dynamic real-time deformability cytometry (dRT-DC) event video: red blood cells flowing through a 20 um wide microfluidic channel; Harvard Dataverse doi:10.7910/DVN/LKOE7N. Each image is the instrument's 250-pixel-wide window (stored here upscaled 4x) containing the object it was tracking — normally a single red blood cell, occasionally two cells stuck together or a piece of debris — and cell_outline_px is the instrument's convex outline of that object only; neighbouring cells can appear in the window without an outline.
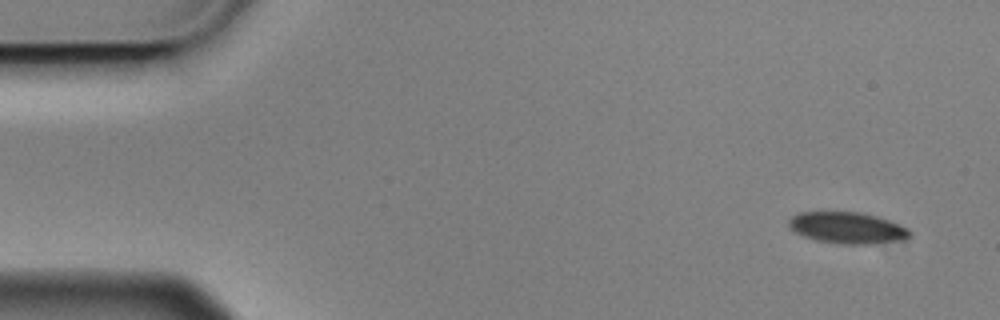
{"species": "Egyptian fruit bat (a non-hibernating species)", "species_latin": "Rousettus aegyptiacus", "temperature_condition": "cold", "stored_images_in_passage": 14, "camera_frame_rate_fps": 3000, "um_per_image_px": 0.085, "animal": {"sex": "male"}, "frame": {"image": 1, "passage_image": 1, "time_ms": 0.0, "image_size_px": [1000, 320], "cell_outline_px": [[912, 236], [896, 240], [872, 244], [844, 244], [816, 240], [804, 236], [796, 232], [788, 224], [788, 220], [792, 216], [800, 212], [856, 212], [876, 216], [900, 224], [908, 228], [912, 232]], "centroid_in_image_um": [72.03, 19.36], "position_along_channel_um": 13.0, "area_um2": 21.91}}
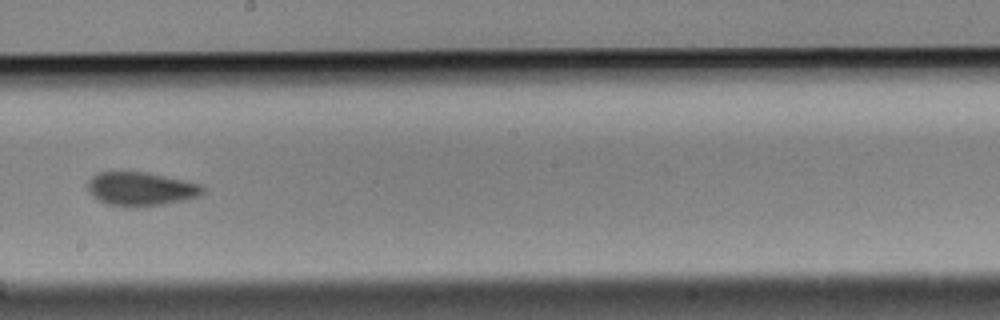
{"frame": {"image": 2, "passage_image": 8, "time_ms": 2.333, "image_size_px": [1000, 320], "cell_outline_px": [[204, 192], [200, 196], [184, 200], [164, 204], [136, 208], [124, 208], [108, 204], [92, 196], [88, 188], [88, 180], [96, 172], [148, 172], [184, 180], [200, 184], [204, 188]], "centroid_in_image_um": [11.97, 16.07], "position_along_channel_um": 236.2, "area_um2": 22.89}}
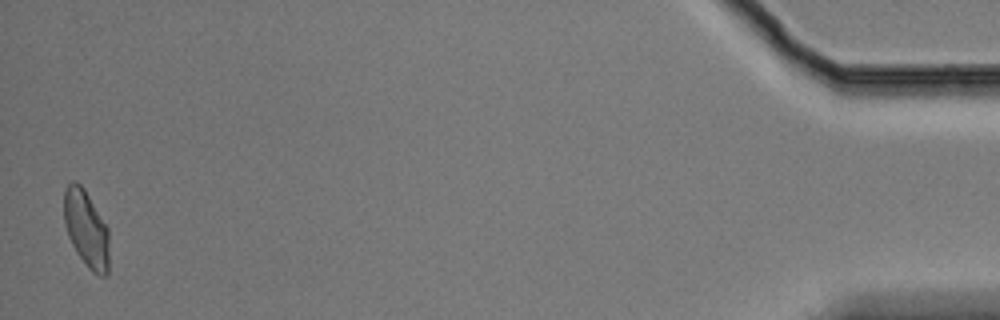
{"frame": {"image": 3, "passage_image": 14, "time_ms": 4.333, "image_size_px": [1000, 320], "cell_outline_px": [[108, 276], [100, 276], [92, 272], [88, 268], [76, 252], [68, 236], [64, 224], [64, 188], [72, 180], [76, 180], [84, 188], [108, 228]], "centroid_in_image_um": [7.32, 19.44], "position_along_channel_um": 427.9, "area_um2": 20.35}}